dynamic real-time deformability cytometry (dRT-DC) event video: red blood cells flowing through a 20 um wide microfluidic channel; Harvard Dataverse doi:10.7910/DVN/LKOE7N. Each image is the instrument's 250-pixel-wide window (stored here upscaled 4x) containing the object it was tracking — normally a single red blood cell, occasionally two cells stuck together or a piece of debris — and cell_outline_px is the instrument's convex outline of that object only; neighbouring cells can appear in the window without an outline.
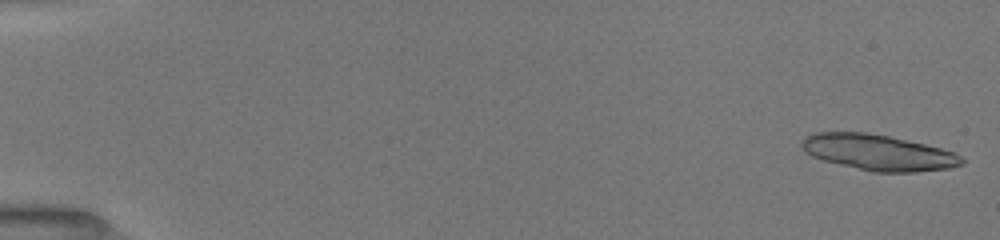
{"species": "common noctule bat (a hibernating species)", "species_latin": "Nyctalus noctula", "temperature_condition": "room temperature", "stored_images_in_passage": 14, "camera_frame_rate_fps": 3000, "um_per_image_px": 0.085, "animal": {"sex": "female", "body_mass_g": 19.5, "forearm_length_mm": 54.1}, "frame": {"image": 1, "passage_image": 1, "time_ms": 0.0, "image_size_px": [1000, 240], "cell_outline_px": [[964, 164], [948, 168], [916, 172], [872, 172], [824, 160], [812, 156], [800, 144], [800, 140], [804, 136], [816, 132], [864, 132], [888, 136], [924, 144], [956, 152], [964, 160]], "centroid_in_image_um": [74.66, 12.96], "position_along_channel_um": 10.3, "area_um2": 33.18}}